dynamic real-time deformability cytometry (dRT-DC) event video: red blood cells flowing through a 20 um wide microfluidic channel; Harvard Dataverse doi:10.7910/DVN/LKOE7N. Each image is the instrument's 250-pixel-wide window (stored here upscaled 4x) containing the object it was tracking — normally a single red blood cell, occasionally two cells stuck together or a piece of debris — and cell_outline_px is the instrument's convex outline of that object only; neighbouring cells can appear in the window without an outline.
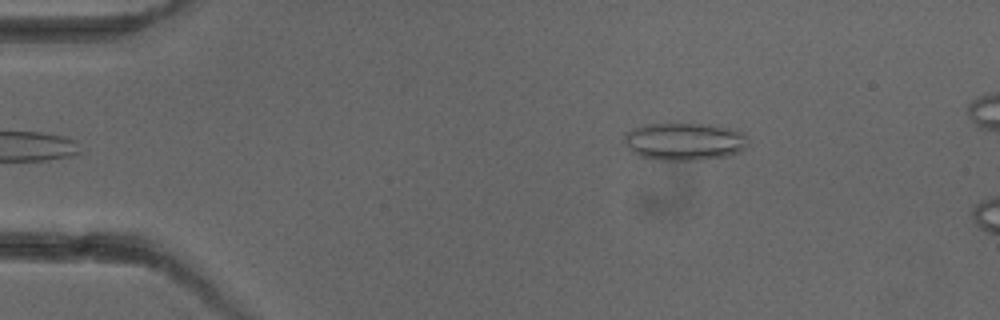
{"species": "common noctule bat (a hibernating species)", "species_latin": "Nyctalus noctula", "temperature_condition": "cold", "stored_images_in_passage": 5, "camera_frame_rate_fps": 3000, "um_per_image_px": 0.085, "animal": {"sex": "female"}, "frame": {"image": 1, "passage_image": 5, "time_ms": 4.667, "image_size_px": [1000, 320], "cell_outline_px": [[748, 140], [744, 148], [728, 156], [700, 160], [660, 160], [640, 156], [632, 152], [628, 148], [624, 140], [624, 132], [644, 124], [708, 124], [736, 128], [744, 132], [748, 136]], "centroid_in_image_um": [58.2, 12.02], "position_along_channel_um": 26.8, "area_um2": 27.46}}